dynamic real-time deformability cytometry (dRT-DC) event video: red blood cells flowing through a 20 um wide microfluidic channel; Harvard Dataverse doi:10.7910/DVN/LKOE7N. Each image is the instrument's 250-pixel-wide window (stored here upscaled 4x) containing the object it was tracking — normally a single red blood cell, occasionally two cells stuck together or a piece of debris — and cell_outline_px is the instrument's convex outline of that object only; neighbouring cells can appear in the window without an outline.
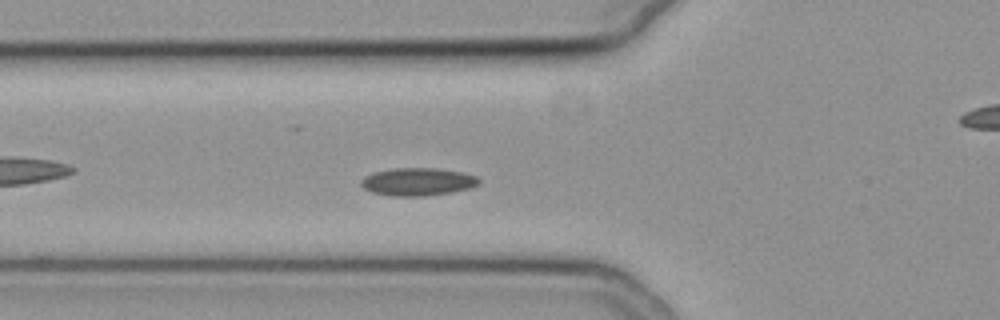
{"species": "common noctule bat (a hibernating species)", "species_latin": "Nyctalus noctula", "temperature_condition": "cold", "stored_images_in_passage": 44, "camera_frame_rate_fps": 3000, "um_per_image_px": 0.085, "animal": {"sex": "female", "body_mass_g": 19.3, "forearm_length_mm": 54.1}, "frame": {"image": 1, "passage_image": 8, "time_ms": 2.333, "image_size_px": [1000, 320], "cell_outline_px": [[480, 184], [468, 188], [452, 192], [424, 196], [396, 196], [372, 192], [364, 188], [360, 184], [360, 180], [364, 176], [372, 172], [392, 168], [440, 168], [464, 172], [476, 176], [480, 180]], "centroid_in_image_um": [35.5, 15.43], "position_along_channel_um": 90.3, "area_um2": 19.25}}
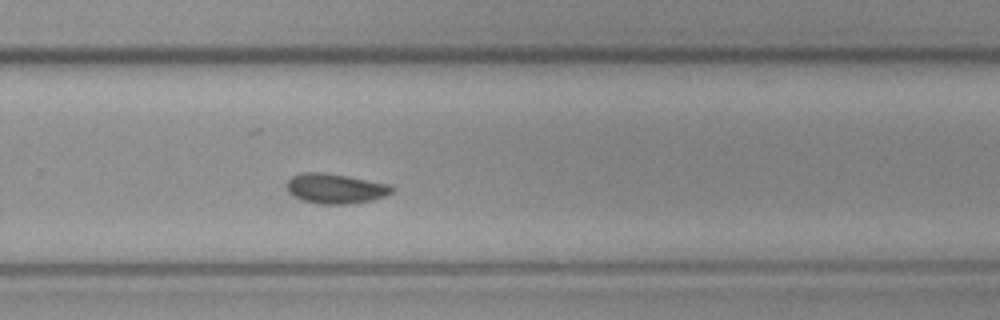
{"frame": {"image": 2, "passage_image": 25, "time_ms": 8.0, "image_size_px": [1000, 320], "cell_outline_px": [[396, 188], [392, 192], [384, 196], [372, 200], [348, 204], [316, 204], [300, 200], [292, 196], [288, 192], [284, 184], [292, 176], [300, 172], [324, 172], [348, 176], [388, 184]], "centroid_in_image_um": [28.44, 16.03], "position_along_channel_um": 301.4, "area_um2": 18.67}}
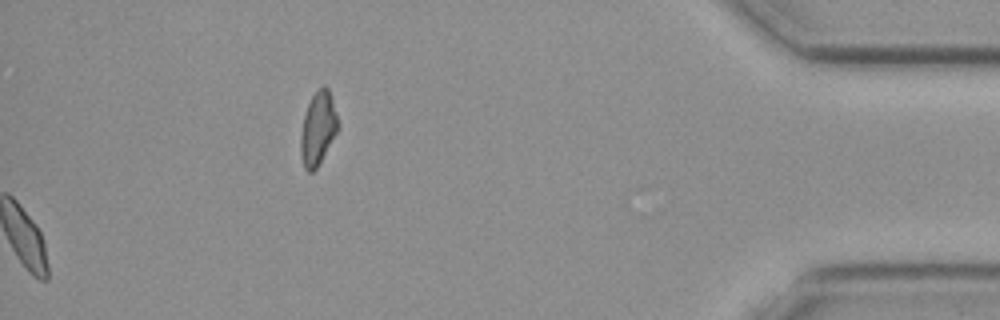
{"frame": {"image": 3, "passage_image": 44, "time_ms": 14.333, "image_size_px": [1000, 320], "cell_outline_px": [[340, 128], [316, 168], [312, 172], [308, 172], [304, 168], [300, 152], [300, 136], [304, 116], [308, 104], [312, 96], [324, 84], [328, 88], [332, 100]], "centroid_in_image_um": [27.03, 10.94], "position_along_channel_um": 408.2, "area_um2": 15.78}}